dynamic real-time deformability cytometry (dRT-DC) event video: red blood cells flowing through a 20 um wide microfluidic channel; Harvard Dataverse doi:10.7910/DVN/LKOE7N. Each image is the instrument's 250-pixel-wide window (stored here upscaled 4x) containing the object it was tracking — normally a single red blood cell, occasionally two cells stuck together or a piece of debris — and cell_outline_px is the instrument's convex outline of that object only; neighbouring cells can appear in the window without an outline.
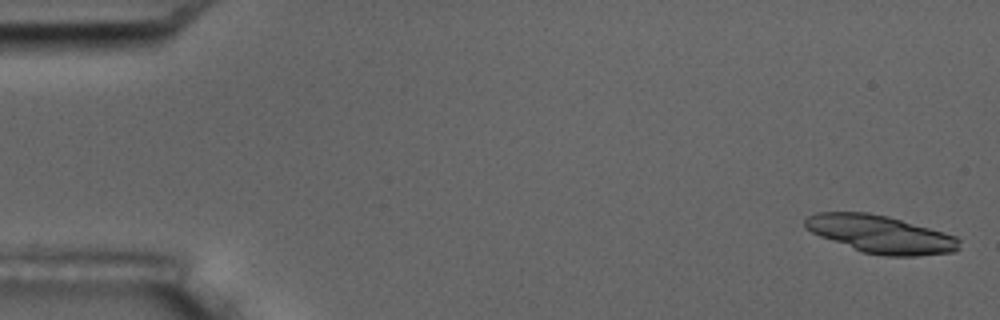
{"species": "common noctule bat (a hibernating species)", "species_latin": "Nyctalus noctula", "temperature_condition": "room temperature", "stored_images_in_passage": 7, "camera_frame_rate_fps": 3000, "um_per_image_px": 0.085, "animal": {"sex": "male", "body_mass_g": 17.5, "forearm_length_mm": 52.3}, "frame": {"image": 1, "passage_image": 1, "time_ms": 0.0, "image_size_px": [1000, 320], "cell_outline_px": [[960, 248], [952, 252], [916, 256], [884, 256], [864, 252], [820, 236], [804, 228], [804, 220], [808, 216], [816, 212], [868, 212], [888, 216], [944, 232], [956, 236], [960, 240]], "centroid_in_image_um": [74.85, 19.9], "position_along_channel_um": 10.1, "area_um2": 33.76}}
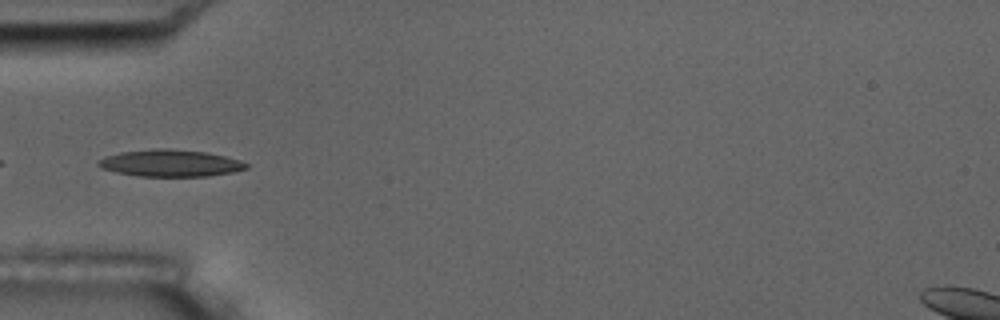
{"frame": {"image": 2, "passage_image": 5, "time_ms": 5.667, "image_size_px": [1000, 320], "cell_outline_px": [[248, 168], [232, 172], [208, 176], [136, 176], [116, 172], [100, 168], [96, 164], [96, 160], [120, 152], [156, 148], [164, 148], [208, 152], [240, 160], [248, 164]], "centroid_in_image_um": [14.45, 13.86], "position_along_channel_um": 70.5, "area_um2": 23.24}}